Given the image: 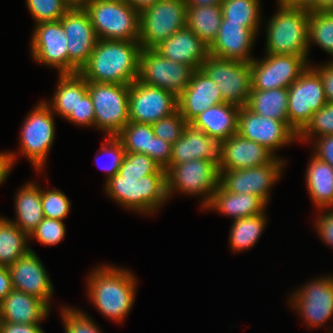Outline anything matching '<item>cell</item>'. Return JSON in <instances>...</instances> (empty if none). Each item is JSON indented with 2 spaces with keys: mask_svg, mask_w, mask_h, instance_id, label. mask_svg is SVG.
Returning <instances> with one entry per match:
<instances>
[{
  "mask_svg": "<svg viewBox=\"0 0 333 333\" xmlns=\"http://www.w3.org/2000/svg\"><path fill=\"white\" fill-rule=\"evenodd\" d=\"M139 41L98 39L79 72L88 82L130 85L138 79Z\"/></svg>",
  "mask_w": 333,
  "mask_h": 333,
  "instance_id": "1",
  "label": "cell"
},
{
  "mask_svg": "<svg viewBox=\"0 0 333 333\" xmlns=\"http://www.w3.org/2000/svg\"><path fill=\"white\" fill-rule=\"evenodd\" d=\"M136 283L135 275L124 267L98 266L87 277L88 296L107 319L122 323L134 304Z\"/></svg>",
  "mask_w": 333,
  "mask_h": 333,
  "instance_id": "2",
  "label": "cell"
},
{
  "mask_svg": "<svg viewBox=\"0 0 333 333\" xmlns=\"http://www.w3.org/2000/svg\"><path fill=\"white\" fill-rule=\"evenodd\" d=\"M266 25V54L299 55L308 62L310 11L278 4Z\"/></svg>",
  "mask_w": 333,
  "mask_h": 333,
  "instance_id": "3",
  "label": "cell"
},
{
  "mask_svg": "<svg viewBox=\"0 0 333 333\" xmlns=\"http://www.w3.org/2000/svg\"><path fill=\"white\" fill-rule=\"evenodd\" d=\"M104 189L119 205L143 214H153L168 201L166 174H149L138 181L116 173Z\"/></svg>",
  "mask_w": 333,
  "mask_h": 333,
  "instance_id": "4",
  "label": "cell"
},
{
  "mask_svg": "<svg viewBox=\"0 0 333 333\" xmlns=\"http://www.w3.org/2000/svg\"><path fill=\"white\" fill-rule=\"evenodd\" d=\"M84 9L98 39L139 41L140 13L125 0H89Z\"/></svg>",
  "mask_w": 333,
  "mask_h": 333,
  "instance_id": "5",
  "label": "cell"
},
{
  "mask_svg": "<svg viewBox=\"0 0 333 333\" xmlns=\"http://www.w3.org/2000/svg\"><path fill=\"white\" fill-rule=\"evenodd\" d=\"M220 180L219 167L212 161L195 159L179 164H170L166 169L167 197L174 192L200 195L204 208L211 200ZM203 196V197H202Z\"/></svg>",
  "mask_w": 333,
  "mask_h": 333,
  "instance_id": "6",
  "label": "cell"
},
{
  "mask_svg": "<svg viewBox=\"0 0 333 333\" xmlns=\"http://www.w3.org/2000/svg\"><path fill=\"white\" fill-rule=\"evenodd\" d=\"M129 86L88 82V93L95 110L94 127L106 136H116L129 120Z\"/></svg>",
  "mask_w": 333,
  "mask_h": 333,
  "instance_id": "7",
  "label": "cell"
},
{
  "mask_svg": "<svg viewBox=\"0 0 333 333\" xmlns=\"http://www.w3.org/2000/svg\"><path fill=\"white\" fill-rule=\"evenodd\" d=\"M185 0H159L140 13L139 43L154 49L186 26Z\"/></svg>",
  "mask_w": 333,
  "mask_h": 333,
  "instance_id": "8",
  "label": "cell"
},
{
  "mask_svg": "<svg viewBox=\"0 0 333 333\" xmlns=\"http://www.w3.org/2000/svg\"><path fill=\"white\" fill-rule=\"evenodd\" d=\"M54 115L46 101H41L27 115L22 125L20 152L38 172L44 170L55 139Z\"/></svg>",
  "mask_w": 333,
  "mask_h": 333,
  "instance_id": "9",
  "label": "cell"
},
{
  "mask_svg": "<svg viewBox=\"0 0 333 333\" xmlns=\"http://www.w3.org/2000/svg\"><path fill=\"white\" fill-rule=\"evenodd\" d=\"M218 86L225 103L246 106L252 91L250 62L208 55L200 68Z\"/></svg>",
  "mask_w": 333,
  "mask_h": 333,
  "instance_id": "10",
  "label": "cell"
},
{
  "mask_svg": "<svg viewBox=\"0 0 333 333\" xmlns=\"http://www.w3.org/2000/svg\"><path fill=\"white\" fill-rule=\"evenodd\" d=\"M326 103L320 74L309 65L288 87V124L299 134Z\"/></svg>",
  "mask_w": 333,
  "mask_h": 333,
  "instance_id": "11",
  "label": "cell"
},
{
  "mask_svg": "<svg viewBox=\"0 0 333 333\" xmlns=\"http://www.w3.org/2000/svg\"><path fill=\"white\" fill-rule=\"evenodd\" d=\"M194 71L190 65L164 58L154 49H142L137 80L170 91L178 97L188 86Z\"/></svg>",
  "mask_w": 333,
  "mask_h": 333,
  "instance_id": "12",
  "label": "cell"
},
{
  "mask_svg": "<svg viewBox=\"0 0 333 333\" xmlns=\"http://www.w3.org/2000/svg\"><path fill=\"white\" fill-rule=\"evenodd\" d=\"M310 62L299 55L266 54L250 62L252 90L288 88L308 68Z\"/></svg>",
  "mask_w": 333,
  "mask_h": 333,
  "instance_id": "13",
  "label": "cell"
},
{
  "mask_svg": "<svg viewBox=\"0 0 333 333\" xmlns=\"http://www.w3.org/2000/svg\"><path fill=\"white\" fill-rule=\"evenodd\" d=\"M285 160L278 156L269 164L239 170H219V184L228 192L251 194L269 202L270 189L281 175Z\"/></svg>",
  "mask_w": 333,
  "mask_h": 333,
  "instance_id": "14",
  "label": "cell"
},
{
  "mask_svg": "<svg viewBox=\"0 0 333 333\" xmlns=\"http://www.w3.org/2000/svg\"><path fill=\"white\" fill-rule=\"evenodd\" d=\"M289 302L307 327H321L333 314V276H320L294 292Z\"/></svg>",
  "mask_w": 333,
  "mask_h": 333,
  "instance_id": "15",
  "label": "cell"
},
{
  "mask_svg": "<svg viewBox=\"0 0 333 333\" xmlns=\"http://www.w3.org/2000/svg\"><path fill=\"white\" fill-rule=\"evenodd\" d=\"M128 109L130 121L153 124L178 110V97L136 80L129 86Z\"/></svg>",
  "mask_w": 333,
  "mask_h": 333,
  "instance_id": "16",
  "label": "cell"
},
{
  "mask_svg": "<svg viewBox=\"0 0 333 333\" xmlns=\"http://www.w3.org/2000/svg\"><path fill=\"white\" fill-rule=\"evenodd\" d=\"M237 133L266 147L274 155L276 149L298 140V134L290 127L288 121L258 115L246 106L240 107Z\"/></svg>",
  "mask_w": 333,
  "mask_h": 333,
  "instance_id": "17",
  "label": "cell"
},
{
  "mask_svg": "<svg viewBox=\"0 0 333 333\" xmlns=\"http://www.w3.org/2000/svg\"><path fill=\"white\" fill-rule=\"evenodd\" d=\"M31 37V55L37 63L71 73L67 38L60 20L36 24Z\"/></svg>",
  "mask_w": 333,
  "mask_h": 333,
  "instance_id": "18",
  "label": "cell"
},
{
  "mask_svg": "<svg viewBox=\"0 0 333 333\" xmlns=\"http://www.w3.org/2000/svg\"><path fill=\"white\" fill-rule=\"evenodd\" d=\"M60 22L67 38L71 73L80 72L98 41L90 16L84 8H70Z\"/></svg>",
  "mask_w": 333,
  "mask_h": 333,
  "instance_id": "19",
  "label": "cell"
},
{
  "mask_svg": "<svg viewBox=\"0 0 333 333\" xmlns=\"http://www.w3.org/2000/svg\"><path fill=\"white\" fill-rule=\"evenodd\" d=\"M14 290L25 292L42 300L49 308L53 285L37 254L31 249L26 255L8 266Z\"/></svg>",
  "mask_w": 333,
  "mask_h": 333,
  "instance_id": "20",
  "label": "cell"
},
{
  "mask_svg": "<svg viewBox=\"0 0 333 333\" xmlns=\"http://www.w3.org/2000/svg\"><path fill=\"white\" fill-rule=\"evenodd\" d=\"M275 156L259 143L234 134L220 143L219 170H239L271 163Z\"/></svg>",
  "mask_w": 333,
  "mask_h": 333,
  "instance_id": "21",
  "label": "cell"
},
{
  "mask_svg": "<svg viewBox=\"0 0 333 333\" xmlns=\"http://www.w3.org/2000/svg\"><path fill=\"white\" fill-rule=\"evenodd\" d=\"M116 137L125 152L145 154L165 170L170 166L172 144L156 137L151 124L129 121Z\"/></svg>",
  "mask_w": 333,
  "mask_h": 333,
  "instance_id": "22",
  "label": "cell"
},
{
  "mask_svg": "<svg viewBox=\"0 0 333 333\" xmlns=\"http://www.w3.org/2000/svg\"><path fill=\"white\" fill-rule=\"evenodd\" d=\"M256 34L235 22H221L219 32L208 46L209 54L222 59L251 62Z\"/></svg>",
  "mask_w": 333,
  "mask_h": 333,
  "instance_id": "23",
  "label": "cell"
},
{
  "mask_svg": "<svg viewBox=\"0 0 333 333\" xmlns=\"http://www.w3.org/2000/svg\"><path fill=\"white\" fill-rule=\"evenodd\" d=\"M221 103L224 101L218 86L200 68L193 72L188 86L178 96V110L187 123Z\"/></svg>",
  "mask_w": 333,
  "mask_h": 333,
  "instance_id": "24",
  "label": "cell"
},
{
  "mask_svg": "<svg viewBox=\"0 0 333 333\" xmlns=\"http://www.w3.org/2000/svg\"><path fill=\"white\" fill-rule=\"evenodd\" d=\"M154 50L164 58L190 65L194 70L201 68L209 55L208 46L187 26L161 42Z\"/></svg>",
  "mask_w": 333,
  "mask_h": 333,
  "instance_id": "25",
  "label": "cell"
},
{
  "mask_svg": "<svg viewBox=\"0 0 333 333\" xmlns=\"http://www.w3.org/2000/svg\"><path fill=\"white\" fill-rule=\"evenodd\" d=\"M220 144L202 130L187 123L182 136L172 144L170 164H179L195 159L214 162L219 167Z\"/></svg>",
  "mask_w": 333,
  "mask_h": 333,
  "instance_id": "26",
  "label": "cell"
},
{
  "mask_svg": "<svg viewBox=\"0 0 333 333\" xmlns=\"http://www.w3.org/2000/svg\"><path fill=\"white\" fill-rule=\"evenodd\" d=\"M239 112L240 107L224 102L209 107L196 116L190 124L202 130L220 144L232 135L237 134Z\"/></svg>",
  "mask_w": 333,
  "mask_h": 333,
  "instance_id": "27",
  "label": "cell"
},
{
  "mask_svg": "<svg viewBox=\"0 0 333 333\" xmlns=\"http://www.w3.org/2000/svg\"><path fill=\"white\" fill-rule=\"evenodd\" d=\"M50 311L42 300L14 289L0 302L1 321L11 323H40Z\"/></svg>",
  "mask_w": 333,
  "mask_h": 333,
  "instance_id": "28",
  "label": "cell"
},
{
  "mask_svg": "<svg viewBox=\"0 0 333 333\" xmlns=\"http://www.w3.org/2000/svg\"><path fill=\"white\" fill-rule=\"evenodd\" d=\"M266 205L256 195L228 192L219 184L204 209H212L237 220L264 213Z\"/></svg>",
  "mask_w": 333,
  "mask_h": 333,
  "instance_id": "29",
  "label": "cell"
},
{
  "mask_svg": "<svg viewBox=\"0 0 333 333\" xmlns=\"http://www.w3.org/2000/svg\"><path fill=\"white\" fill-rule=\"evenodd\" d=\"M58 75L53 99L46 104L54 114L67 119L72 111H76L79 98L88 92V81L79 72Z\"/></svg>",
  "mask_w": 333,
  "mask_h": 333,
  "instance_id": "30",
  "label": "cell"
},
{
  "mask_svg": "<svg viewBox=\"0 0 333 333\" xmlns=\"http://www.w3.org/2000/svg\"><path fill=\"white\" fill-rule=\"evenodd\" d=\"M15 199L16 217L11 221L30 236L44 218L41 187L28 182L18 190Z\"/></svg>",
  "mask_w": 333,
  "mask_h": 333,
  "instance_id": "31",
  "label": "cell"
},
{
  "mask_svg": "<svg viewBox=\"0 0 333 333\" xmlns=\"http://www.w3.org/2000/svg\"><path fill=\"white\" fill-rule=\"evenodd\" d=\"M305 177L307 190L316 208H333V168L313 155Z\"/></svg>",
  "mask_w": 333,
  "mask_h": 333,
  "instance_id": "32",
  "label": "cell"
},
{
  "mask_svg": "<svg viewBox=\"0 0 333 333\" xmlns=\"http://www.w3.org/2000/svg\"><path fill=\"white\" fill-rule=\"evenodd\" d=\"M246 107L258 115L288 121V88L252 90Z\"/></svg>",
  "mask_w": 333,
  "mask_h": 333,
  "instance_id": "33",
  "label": "cell"
},
{
  "mask_svg": "<svg viewBox=\"0 0 333 333\" xmlns=\"http://www.w3.org/2000/svg\"><path fill=\"white\" fill-rule=\"evenodd\" d=\"M221 20V4L187 7L186 26L207 46L216 38Z\"/></svg>",
  "mask_w": 333,
  "mask_h": 333,
  "instance_id": "34",
  "label": "cell"
},
{
  "mask_svg": "<svg viewBox=\"0 0 333 333\" xmlns=\"http://www.w3.org/2000/svg\"><path fill=\"white\" fill-rule=\"evenodd\" d=\"M29 240L11 219L0 216V266L8 267L26 255L31 250Z\"/></svg>",
  "mask_w": 333,
  "mask_h": 333,
  "instance_id": "35",
  "label": "cell"
},
{
  "mask_svg": "<svg viewBox=\"0 0 333 333\" xmlns=\"http://www.w3.org/2000/svg\"><path fill=\"white\" fill-rule=\"evenodd\" d=\"M266 213L232 220L229 234V244L232 250L239 252L252 248L258 242L267 225Z\"/></svg>",
  "mask_w": 333,
  "mask_h": 333,
  "instance_id": "36",
  "label": "cell"
},
{
  "mask_svg": "<svg viewBox=\"0 0 333 333\" xmlns=\"http://www.w3.org/2000/svg\"><path fill=\"white\" fill-rule=\"evenodd\" d=\"M260 5V0H223L221 22L240 23L257 34L261 26Z\"/></svg>",
  "mask_w": 333,
  "mask_h": 333,
  "instance_id": "37",
  "label": "cell"
},
{
  "mask_svg": "<svg viewBox=\"0 0 333 333\" xmlns=\"http://www.w3.org/2000/svg\"><path fill=\"white\" fill-rule=\"evenodd\" d=\"M308 20L309 46L314 43L333 57V11H310Z\"/></svg>",
  "mask_w": 333,
  "mask_h": 333,
  "instance_id": "38",
  "label": "cell"
},
{
  "mask_svg": "<svg viewBox=\"0 0 333 333\" xmlns=\"http://www.w3.org/2000/svg\"><path fill=\"white\" fill-rule=\"evenodd\" d=\"M118 174L123 179L139 181L149 174H166V170L145 154L126 152Z\"/></svg>",
  "mask_w": 333,
  "mask_h": 333,
  "instance_id": "39",
  "label": "cell"
},
{
  "mask_svg": "<svg viewBox=\"0 0 333 333\" xmlns=\"http://www.w3.org/2000/svg\"><path fill=\"white\" fill-rule=\"evenodd\" d=\"M326 135H333V103L331 102H327L319 111L314 112L310 122L298 134V141H312L313 137L316 139Z\"/></svg>",
  "mask_w": 333,
  "mask_h": 333,
  "instance_id": "40",
  "label": "cell"
},
{
  "mask_svg": "<svg viewBox=\"0 0 333 333\" xmlns=\"http://www.w3.org/2000/svg\"><path fill=\"white\" fill-rule=\"evenodd\" d=\"M25 2L35 20V25L60 20L70 9L63 0H26Z\"/></svg>",
  "mask_w": 333,
  "mask_h": 333,
  "instance_id": "41",
  "label": "cell"
},
{
  "mask_svg": "<svg viewBox=\"0 0 333 333\" xmlns=\"http://www.w3.org/2000/svg\"><path fill=\"white\" fill-rule=\"evenodd\" d=\"M41 203L45 218L63 221L70 212L71 201L58 189L41 188Z\"/></svg>",
  "mask_w": 333,
  "mask_h": 333,
  "instance_id": "42",
  "label": "cell"
},
{
  "mask_svg": "<svg viewBox=\"0 0 333 333\" xmlns=\"http://www.w3.org/2000/svg\"><path fill=\"white\" fill-rule=\"evenodd\" d=\"M187 122L179 110L151 124L154 135L174 144L183 134Z\"/></svg>",
  "mask_w": 333,
  "mask_h": 333,
  "instance_id": "43",
  "label": "cell"
},
{
  "mask_svg": "<svg viewBox=\"0 0 333 333\" xmlns=\"http://www.w3.org/2000/svg\"><path fill=\"white\" fill-rule=\"evenodd\" d=\"M61 312L65 333H101L87 313L67 306L63 307Z\"/></svg>",
  "mask_w": 333,
  "mask_h": 333,
  "instance_id": "44",
  "label": "cell"
},
{
  "mask_svg": "<svg viewBox=\"0 0 333 333\" xmlns=\"http://www.w3.org/2000/svg\"><path fill=\"white\" fill-rule=\"evenodd\" d=\"M105 141L106 142L102 144L97 154L102 153L104 155H108L109 161L107 160L108 163L103 166L98 163L100 158L99 156L96 157L95 161L98 163L100 168L105 169V172H107L106 181H108L111 177L118 173L126 152L122 142L116 136H106Z\"/></svg>",
  "mask_w": 333,
  "mask_h": 333,
  "instance_id": "45",
  "label": "cell"
},
{
  "mask_svg": "<svg viewBox=\"0 0 333 333\" xmlns=\"http://www.w3.org/2000/svg\"><path fill=\"white\" fill-rule=\"evenodd\" d=\"M66 235V228L61 220L43 218L37 228L31 233L29 239L35 238L44 245H57Z\"/></svg>",
  "mask_w": 333,
  "mask_h": 333,
  "instance_id": "46",
  "label": "cell"
},
{
  "mask_svg": "<svg viewBox=\"0 0 333 333\" xmlns=\"http://www.w3.org/2000/svg\"><path fill=\"white\" fill-rule=\"evenodd\" d=\"M66 120L80 126H94L95 110L88 92L82 98H79L76 111H72Z\"/></svg>",
  "mask_w": 333,
  "mask_h": 333,
  "instance_id": "47",
  "label": "cell"
},
{
  "mask_svg": "<svg viewBox=\"0 0 333 333\" xmlns=\"http://www.w3.org/2000/svg\"><path fill=\"white\" fill-rule=\"evenodd\" d=\"M326 210V211H325ZM330 210V211H328ZM327 208L321 211V215L315 221V228L320 240L326 243L328 246L333 248V209Z\"/></svg>",
  "mask_w": 333,
  "mask_h": 333,
  "instance_id": "48",
  "label": "cell"
},
{
  "mask_svg": "<svg viewBox=\"0 0 333 333\" xmlns=\"http://www.w3.org/2000/svg\"><path fill=\"white\" fill-rule=\"evenodd\" d=\"M318 140V141H317ZM314 156L333 168V135L318 137L314 143Z\"/></svg>",
  "mask_w": 333,
  "mask_h": 333,
  "instance_id": "49",
  "label": "cell"
},
{
  "mask_svg": "<svg viewBox=\"0 0 333 333\" xmlns=\"http://www.w3.org/2000/svg\"><path fill=\"white\" fill-rule=\"evenodd\" d=\"M313 68L320 74L327 102L333 103V61Z\"/></svg>",
  "mask_w": 333,
  "mask_h": 333,
  "instance_id": "50",
  "label": "cell"
},
{
  "mask_svg": "<svg viewBox=\"0 0 333 333\" xmlns=\"http://www.w3.org/2000/svg\"><path fill=\"white\" fill-rule=\"evenodd\" d=\"M39 324L40 323L20 324L0 321V333H45Z\"/></svg>",
  "mask_w": 333,
  "mask_h": 333,
  "instance_id": "51",
  "label": "cell"
},
{
  "mask_svg": "<svg viewBox=\"0 0 333 333\" xmlns=\"http://www.w3.org/2000/svg\"><path fill=\"white\" fill-rule=\"evenodd\" d=\"M16 158L17 156L14 152H0V185L4 183L9 176Z\"/></svg>",
  "mask_w": 333,
  "mask_h": 333,
  "instance_id": "52",
  "label": "cell"
},
{
  "mask_svg": "<svg viewBox=\"0 0 333 333\" xmlns=\"http://www.w3.org/2000/svg\"><path fill=\"white\" fill-rule=\"evenodd\" d=\"M13 290L8 267L0 266V302Z\"/></svg>",
  "mask_w": 333,
  "mask_h": 333,
  "instance_id": "53",
  "label": "cell"
},
{
  "mask_svg": "<svg viewBox=\"0 0 333 333\" xmlns=\"http://www.w3.org/2000/svg\"><path fill=\"white\" fill-rule=\"evenodd\" d=\"M279 5L303 9L307 11H316V0H276Z\"/></svg>",
  "mask_w": 333,
  "mask_h": 333,
  "instance_id": "54",
  "label": "cell"
},
{
  "mask_svg": "<svg viewBox=\"0 0 333 333\" xmlns=\"http://www.w3.org/2000/svg\"><path fill=\"white\" fill-rule=\"evenodd\" d=\"M131 7L141 13L144 9L151 7L159 0H125Z\"/></svg>",
  "mask_w": 333,
  "mask_h": 333,
  "instance_id": "55",
  "label": "cell"
},
{
  "mask_svg": "<svg viewBox=\"0 0 333 333\" xmlns=\"http://www.w3.org/2000/svg\"><path fill=\"white\" fill-rule=\"evenodd\" d=\"M223 0H185L187 7L209 6L221 4Z\"/></svg>",
  "mask_w": 333,
  "mask_h": 333,
  "instance_id": "56",
  "label": "cell"
},
{
  "mask_svg": "<svg viewBox=\"0 0 333 333\" xmlns=\"http://www.w3.org/2000/svg\"><path fill=\"white\" fill-rule=\"evenodd\" d=\"M316 11H333V0H316Z\"/></svg>",
  "mask_w": 333,
  "mask_h": 333,
  "instance_id": "57",
  "label": "cell"
},
{
  "mask_svg": "<svg viewBox=\"0 0 333 333\" xmlns=\"http://www.w3.org/2000/svg\"><path fill=\"white\" fill-rule=\"evenodd\" d=\"M69 8H84L89 0H63Z\"/></svg>",
  "mask_w": 333,
  "mask_h": 333,
  "instance_id": "58",
  "label": "cell"
}]
</instances>
